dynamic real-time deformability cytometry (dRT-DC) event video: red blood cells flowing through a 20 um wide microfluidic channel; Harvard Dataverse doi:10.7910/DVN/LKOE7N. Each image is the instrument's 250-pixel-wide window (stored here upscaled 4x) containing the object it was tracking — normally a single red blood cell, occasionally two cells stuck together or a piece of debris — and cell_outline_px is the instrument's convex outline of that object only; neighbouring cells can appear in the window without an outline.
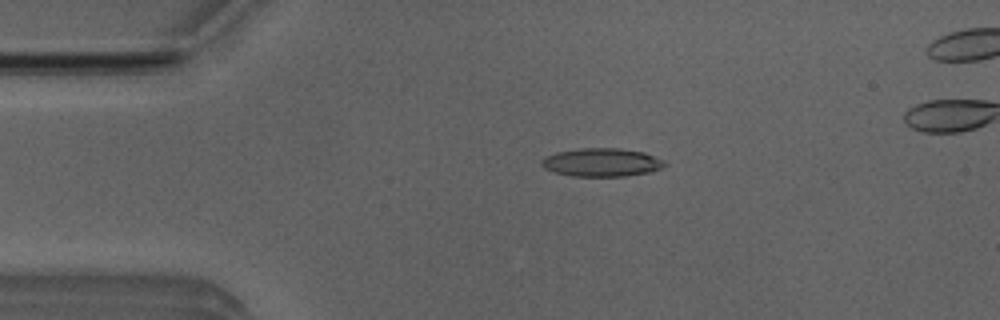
{"species": "Egyptian fruit bat (a non-hibernating species)", "species_latin": "Rousettus aegyptiacus", "temperature_condition": "room temperature", "stored_images_in_passage": 49, "camera_frame_rate_fps": 3000, "um_per_image_px": 0.085, "animal": {"sex": "male"}, "frame": {"image": 1, "passage_image": 10, "time_ms": 3.0, "image_size_px": [1000, 320], "cell_outline_px": [[668, 164], [652, 172], [624, 176], [572, 176], [556, 172], [544, 168], [540, 164], [540, 160], [556, 152], [580, 148], [620, 148], [644, 152], [664, 160]], "centroid_in_image_um": [51.17, 13.8], "position_along_channel_um": 33.8, "area_um2": 20.35}}
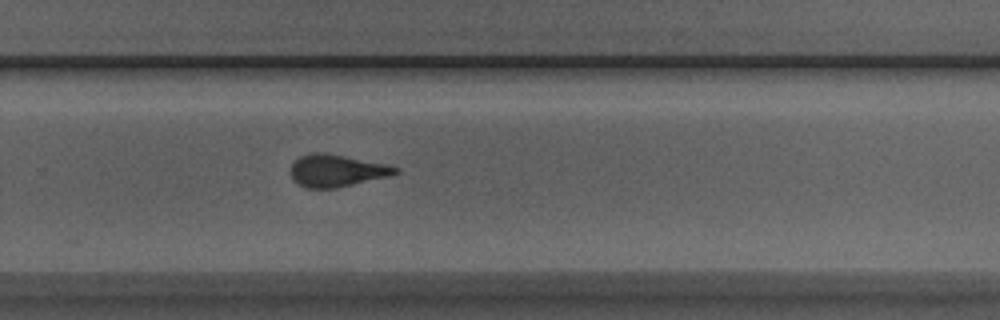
{"frame": {"image": 2, "passage_image": 33, "time_ms": 10.667, "image_size_px": [1000, 320], "cell_outline_px": [[400, 172], [392, 176], [336, 188], [304, 188], [296, 184], [292, 180], [288, 172], [292, 164], [300, 156], [312, 152], [324, 152], [388, 164], [400, 168]], "centroid_in_image_um": [28.61, 14.51], "position_along_channel_um": 301.2, "area_um2": 20.17}}
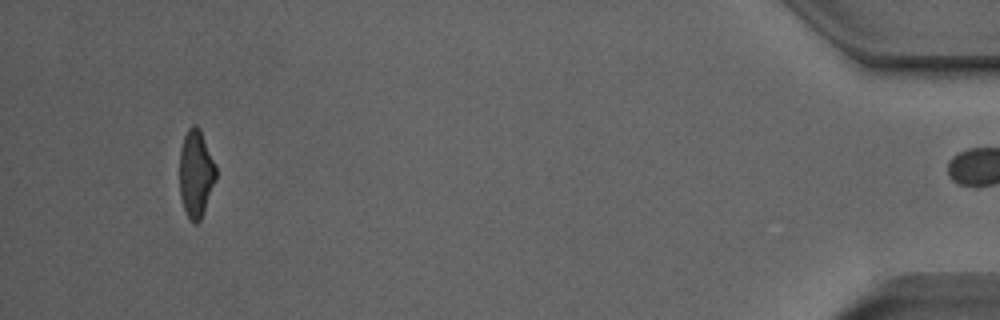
{"frame": {"image": 3, "passage_image": 48, "time_ms": 15.667, "image_size_px": [1000, 320], "cell_outline_px": [[216, 180], [200, 220], [196, 224], [188, 216], [184, 208], [180, 196], [180, 148], [184, 136], [188, 128], [192, 124], [196, 124], [200, 128], [216, 164]], "centroid_in_image_um": [16.66, 14.69], "position_along_channel_um": 418.5, "area_um2": 18.55}, "authors_computed_cell_mechanics": {"area_um2": 19.8832, "velocity_mm_per_s": 3.968, "shape_relaxation_time_tau1_ms": 4.266, "shape_relaxation_time_tau2_ms": 1.9127, "deformation_change_tau1": 0.1908, "deformation_change_tau2": 0.119}}